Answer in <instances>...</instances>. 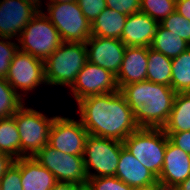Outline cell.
<instances>
[{"instance_id":"obj_2","label":"cell","mask_w":190,"mask_h":190,"mask_svg":"<svg viewBox=\"0 0 190 190\" xmlns=\"http://www.w3.org/2000/svg\"><path fill=\"white\" fill-rule=\"evenodd\" d=\"M120 92L140 128H163L177 94L172 87L149 80L124 85Z\"/></svg>"},{"instance_id":"obj_15","label":"cell","mask_w":190,"mask_h":190,"mask_svg":"<svg viewBox=\"0 0 190 190\" xmlns=\"http://www.w3.org/2000/svg\"><path fill=\"white\" fill-rule=\"evenodd\" d=\"M190 176V154L167 141L162 171L158 182L168 186H178Z\"/></svg>"},{"instance_id":"obj_31","label":"cell","mask_w":190,"mask_h":190,"mask_svg":"<svg viewBox=\"0 0 190 190\" xmlns=\"http://www.w3.org/2000/svg\"><path fill=\"white\" fill-rule=\"evenodd\" d=\"M92 190H134L116 176L88 178Z\"/></svg>"},{"instance_id":"obj_18","label":"cell","mask_w":190,"mask_h":190,"mask_svg":"<svg viewBox=\"0 0 190 190\" xmlns=\"http://www.w3.org/2000/svg\"><path fill=\"white\" fill-rule=\"evenodd\" d=\"M115 176L132 188L156 183L157 177L122 146Z\"/></svg>"},{"instance_id":"obj_21","label":"cell","mask_w":190,"mask_h":190,"mask_svg":"<svg viewBox=\"0 0 190 190\" xmlns=\"http://www.w3.org/2000/svg\"><path fill=\"white\" fill-rule=\"evenodd\" d=\"M164 132L190 131V92L177 93Z\"/></svg>"},{"instance_id":"obj_20","label":"cell","mask_w":190,"mask_h":190,"mask_svg":"<svg viewBox=\"0 0 190 190\" xmlns=\"http://www.w3.org/2000/svg\"><path fill=\"white\" fill-rule=\"evenodd\" d=\"M127 15L105 8L91 24V36L121 40Z\"/></svg>"},{"instance_id":"obj_40","label":"cell","mask_w":190,"mask_h":190,"mask_svg":"<svg viewBox=\"0 0 190 190\" xmlns=\"http://www.w3.org/2000/svg\"><path fill=\"white\" fill-rule=\"evenodd\" d=\"M134 190H159V182L157 181L156 183L145 187L134 188Z\"/></svg>"},{"instance_id":"obj_17","label":"cell","mask_w":190,"mask_h":190,"mask_svg":"<svg viewBox=\"0 0 190 190\" xmlns=\"http://www.w3.org/2000/svg\"><path fill=\"white\" fill-rule=\"evenodd\" d=\"M148 47L126 46L121 68L116 76L119 90L147 80Z\"/></svg>"},{"instance_id":"obj_22","label":"cell","mask_w":190,"mask_h":190,"mask_svg":"<svg viewBox=\"0 0 190 190\" xmlns=\"http://www.w3.org/2000/svg\"><path fill=\"white\" fill-rule=\"evenodd\" d=\"M189 47V43L180 38V36L164 28L160 23L150 46L153 50L171 59L176 58Z\"/></svg>"},{"instance_id":"obj_8","label":"cell","mask_w":190,"mask_h":190,"mask_svg":"<svg viewBox=\"0 0 190 190\" xmlns=\"http://www.w3.org/2000/svg\"><path fill=\"white\" fill-rule=\"evenodd\" d=\"M123 142L88 135L83 160L88 178L115 176Z\"/></svg>"},{"instance_id":"obj_16","label":"cell","mask_w":190,"mask_h":190,"mask_svg":"<svg viewBox=\"0 0 190 190\" xmlns=\"http://www.w3.org/2000/svg\"><path fill=\"white\" fill-rule=\"evenodd\" d=\"M159 23L149 15L138 12L127 16L121 41L126 46L150 47Z\"/></svg>"},{"instance_id":"obj_7","label":"cell","mask_w":190,"mask_h":190,"mask_svg":"<svg viewBox=\"0 0 190 190\" xmlns=\"http://www.w3.org/2000/svg\"><path fill=\"white\" fill-rule=\"evenodd\" d=\"M19 50L45 61L63 43L58 30L43 12H38L18 38Z\"/></svg>"},{"instance_id":"obj_27","label":"cell","mask_w":190,"mask_h":190,"mask_svg":"<svg viewBox=\"0 0 190 190\" xmlns=\"http://www.w3.org/2000/svg\"><path fill=\"white\" fill-rule=\"evenodd\" d=\"M140 4V12L149 15L158 23L176 10L174 0H141Z\"/></svg>"},{"instance_id":"obj_14","label":"cell","mask_w":190,"mask_h":190,"mask_svg":"<svg viewBox=\"0 0 190 190\" xmlns=\"http://www.w3.org/2000/svg\"><path fill=\"white\" fill-rule=\"evenodd\" d=\"M37 13L24 0H0V37L18 40Z\"/></svg>"},{"instance_id":"obj_35","label":"cell","mask_w":190,"mask_h":190,"mask_svg":"<svg viewBox=\"0 0 190 190\" xmlns=\"http://www.w3.org/2000/svg\"><path fill=\"white\" fill-rule=\"evenodd\" d=\"M175 11L190 21V0L176 1Z\"/></svg>"},{"instance_id":"obj_3","label":"cell","mask_w":190,"mask_h":190,"mask_svg":"<svg viewBox=\"0 0 190 190\" xmlns=\"http://www.w3.org/2000/svg\"><path fill=\"white\" fill-rule=\"evenodd\" d=\"M88 62L85 43L63 42L56 51L44 61L47 87L70 88L77 74Z\"/></svg>"},{"instance_id":"obj_12","label":"cell","mask_w":190,"mask_h":190,"mask_svg":"<svg viewBox=\"0 0 190 190\" xmlns=\"http://www.w3.org/2000/svg\"><path fill=\"white\" fill-rule=\"evenodd\" d=\"M69 90L77 103L85 97L116 92L119 88L114 74L88 61Z\"/></svg>"},{"instance_id":"obj_34","label":"cell","mask_w":190,"mask_h":190,"mask_svg":"<svg viewBox=\"0 0 190 190\" xmlns=\"http://www.w3.org/2000/svg\"><path fill=\"white\" fill-rule=\"evenodd\" d=\"M165 133L175 146L190 154V131Z\"/></svg>"},{"instance_id":"obj_32","label":"cell","mask_w":190,"mask_h":190,"mask_svg":"<svg viewBox=\"0 0 190 190\" xmlns=\"http://www.w3.org/2000/svg\"><path fill=\"white\" fill-rule=\"evenodd\" d=\"M83 15L92 24L98 15L107 8L106 0H77Z\"/></svg>"},{"instance_id":"obj_10","label":"cell","mask_w":190,"mask_h":190,"mask_svg":"<svg viewBox=\"0 0 190 190\" xmlns=\"http://www.w3.org/2000/svg\"><path fill=\"white\" fill-rule=\"evenodd\" d=\"M33 158L48 169L57 182L83 185L88 177L85 171L83 156L69 155L46 144Z\"/></svg>"},{"instance_id":"obj_24","label":"cell","mask_w":190,"mask_h":190,"mask_svg":"<svg viewBox=\"0 0 190 190\" xmlns=\"http://www.w3.org/2000/svg\"><path fill=\"white\" fill-rule=\"evenodd\" d=\"M0 152L20 158V135L13 116L0 119Z\"/></svg>"},{"instance_id":"obj_42","label":"cell","mask_w":190,"mask_h":190,"mask_svg":"<svg viewBox=\"0 0 190 190\" xmlns=\"http://www.w3.org/2000/svg\"><path fill=\"white\" fill-rule=\"evenodd\" d=\"M73 190H92V188L88 185V183H85L83 185H77Z\"/></svg>"},{"instance_id":"obj_33","label":"cell","mask_w":190,"mask_h":190,"mask_svg":"<svg viewBox=\"0 0 190 190\" xmlns=\"http://www.w3.org/2000/svg\"><path fill=\"white\" fill-rule=\"evenodd\" d=\"M140 3L141 0H106L107 8L127 16L140 12Z\"/></svg>"},{"instance_id":"obj_41","label":"cell","mask_w":190,"mask_h":190,"mask_svg":"<svg viewBox=\"0 0 190 190\" xmlns=\"http://www.w3.org/2000/svg\"><path fill=\"white\" fill-rule=\"evenodd\" d=\"M159 190H179L177 186H168L159 183Z\"/></svg>"},{"instance_id":"obj_38","label":"cell","mask_w":190,"mask_h":190,"mask_svg":"<svg viewBox=\"0 0 190 190\" xmlns=\"http://www.w3.org/2000/svg\"><path fill=\"white\" fill-rule=\"evenodd\" d=\"M76 186L73 183L57 182L50 190H73Z\"/></svg>"},{"instance_id":"obj_1","label":"cell","mask_w":190,"mask_h":190,"mask_svg":"<svg viewBox=\"0 0 190 190\" xmlns=\"http://www.w3.org/2000/svg\"><path fill=\"white\" fill-rule=\"evenodd\" d=\"M77 105L79 119L90 135L123 142L140 128L120 90L85 97Z\"/></svg>"},{"instance_id":"obj_19","label":"cell","mask_w":190,"mask_h":190,"mask_svg":"<svg viewBox=\"0 0 190 190\" xmlns=\"http://www.w3.org/2000/svg\"><path fill=\"white\" fill-rule=\"evenodd\" d=\"M55 176L33 157H21V184L23 190H50Z\"/></svg>"},{"instance_id":"obj_23","label":"cell","mask_w":190,"mask_h":190,"mask_svg":"<svg viewBox=\"0 0 190 190\" xmlns=\"http://www.w3.org/2000/svg\"><path fill=\"white\" fill-rule=\"evenodd\" d=\"M147 80L171 87L172 59L148 47Z\"/></svg>"},{"instance_id":"obj_43","label":"cell","mask_w":190,"mask_h":190,"mask_svg":"<svg viewBox=\"0 0 190 190\" xmlns=\"http://www.w3.org/2000/svg\"><path fill=\"white\" fill-rule=\"evenodd\" d=\"M77 0H47V3H63V2H71Z\"/></svg>"},{"instance_id":"obj_4","label":"cell","mask_w":190,"mask_h":190,"mask_svg":"<svg viewBox=\"0 0 190 190\" xmlns=\"http://www.w3.org/2000/svg\"><path fill=\"white\" fill-rule=\"evenodd\" d=\"M168 139L162 128H139L123 141V146L158 178Z\"/></svg>"},{"instance_id":"obj_5","label":"cell","mask_w":190,"mask_h":190,"mask_svg":"<svg viewBox=\"0 0 190 190\" xmlns=\"http://www.w3.org/2000/svg\"><path fill=\"white\" fill-rule=\"evenodd\" d=\"M57 115L26 106L24 103L13 116L20 135V158L33 157L49 141V131Z\"/></svg>"},{"instance_id":"obj_13","label":"cell","mask_w":190,"mask_h":190,"mask_svg":"<svg viewBox=\"0 0 190 190\" xmlns=\"http://www.w3.org/2000/svg\"><path fill=\"white\" fill-rule=\"evenodd\" d=\"M85 46L90 63L103 67L117 76L126 48L120 39L91 36Z\"/></svg>"},{"instance_id":"obj_28","label":"cell","mask_w":190,"mask_h":190,"mask_svg":"<svg viewBox=\"0 0 190 190\" xmlns=\"http://www.w3.org/2000/svg\"><path fill=\"white\" fill-rule=\"evenodd\" d=\"M160 24L190 44V21L187 18L174 11Z\"/></svg>"},{"instance_id":"obj_37","label":"cell","mask_w":190,"mask_h":190,"mask_svg":"<svg viewBox=\"0 0 190 190\" xmlns=\"http://www.w3.org/2000/svg\"><path fill=\"white\" fill-rule=\"evenodd\" d=\"M30 4L36 11L43 12L45 10L44 6L47 4V0H24Z\"/></svg>"},{"instance_id":"obj_36","label":"cell","mask_w":190,"mask_h":190,"mask_svg":"<svg viewBox=\"0 0 190 190\" xmlns=\"http://www.w3.org/2000/svg\"><path fill=\"white\" fill-rule=\"evenodd\" d=\"M14 161L15 159L10 155L0 152V179Z\"/></svg>"},{"instance_id":"obj_30","label":"cell","mask_w":190,"mask_h":190,"mask_svg":"<svg viewBox=\"0 0 190 190\" xmlns=\"http://www.w3.org/2000/svg\"><path fill=\"white\" fill-rule=\"evenodd\" d=\"M1 190H23L21 184V158L16 159L0 179Z\"/></svg>"},{"instance_id":"obj_26","label":"cell","mask_w":190,"mask_h":190,"mask_svg":"<svg viewBox=\"0 0 190 190\" xmlns=\"http://www.w3.org/2000/svg\"><path fill=\"white\" fill-rule=\"evenodd\" d=\"M25 102L6 79L0 78V119L14 116Z\"/></svg>"},{"instance_id":"obj_9","label":"cell","mask_w":190,"mask_h":190,"mask_svg":"<svg viewBox=\"0 0 190 190\" xmlns=\"http://www.w3.org/2000/svg\"><path fill=\"white\" fill-rule=\"evenodd\" d=\"M11 87L23 98L27 94L46 87L44 61L18 50L14 55L5 78ZM46 85V86H45Z\"/></svg>"},{"instance_id":"obj_39","label":"cell","mask_w":190,"mask_h":190,"mask_svg":"<svg viewBox=\"0 0 190 190\" xmlns=\"http://www.w3.org/2000/svg\"><path fill=\"white\" fill-rule=\"evenodd\" d=\"M179 190H190V176L183 182H181L178 186Z\"/></svg>"},{"instance_id":"obj_11","label":"cell","mask_w":190,"mask_h":190,"mask_svg":"<svg viewBox=\"0 0 190 190\" xmlns=\"http://www.w3.org/2000/svg\"><path fill=\"white\" fill-rule=\"evenodd\" d=\"M88 135L80 119L57 115L49 131L48 144L63 153L83 156Z\"/></svg>"},{"instance_id":"obj_6","label":"cell","mask_w":190,"mask_h":190,"mask_svg":"<svg viewBox=\"0 0 190 190\" xmlns=\"http://www.w3.org/2000/svg\"><path fill=\"white\" fill-rule=\"evenodd\" d=\"M43 13L58 30L63 42L86 43L91 37V23L77 1L47 3Z\"/></svg>"},{"instance_id":"obj_25","label":"cell","mask_w":190,"mask_h":190,"mask_svg":"<svg viewBox=\"0 0 190 190\" xmlns=\"http://www.w3.org/2000/svg\"><path fill=\"white\" fill-rule=\"evenodd\" d=\"M171 87L176 93L190 92V47L172 59Z\"/></svg>"},{"instance_id":"obj_29","label":"cell","mask_w":190,"mask_h":190,"mask_svg":"<svg viewBox=\"0 0 190 190\" xmlns=\"http://www.w3.org/2000/svg\"><path fill=\"white\" fill-rule=\"evenodd\" d=\"M18 50L17 40L0 37V78H6L11 61Z\"/></svg>"}]
</instances>
